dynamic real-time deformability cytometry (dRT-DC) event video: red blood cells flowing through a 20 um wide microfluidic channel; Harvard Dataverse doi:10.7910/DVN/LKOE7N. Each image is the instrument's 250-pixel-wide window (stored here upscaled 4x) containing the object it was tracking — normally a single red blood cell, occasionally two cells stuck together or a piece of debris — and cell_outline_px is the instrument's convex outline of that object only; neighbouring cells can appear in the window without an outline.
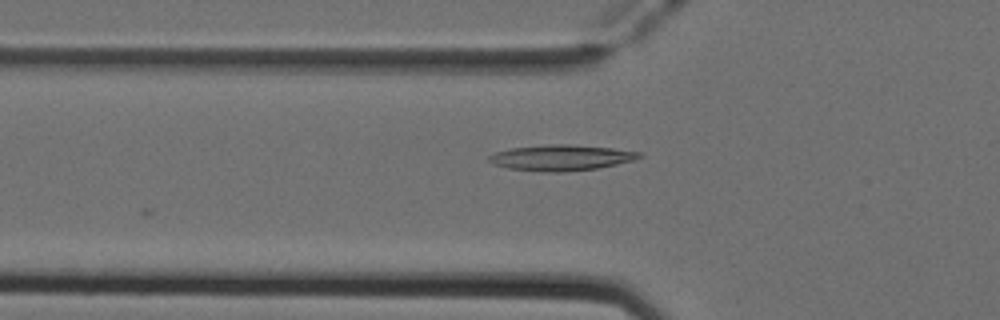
{"species": "Egyptian fruit bat (a non-hibernating species)", "species_latin": "Rousettus aegyptiacus", "temperature_condition": "cold", "stored_images_in_passage": 8, "camera_frame_rate_fps": 3000, "um_per_image_px": 0.085, "animal": {"sex": "female"}, "frame": {"image": 1, "passage_image": 2, "time_ms": 0.333, "image_size_px": [1000, 320], "cell_outline_px": [[644, 156], [636, 160], [596, 168], [560, 172], [544, 172], [508, 168], [492, 164], [488, 160], [488, 156], [496, 152], [512, 148], [548, 144], [568, 144], [612, 148], [640, 152]], "centroid_in_image_um": [47.7, 13.4], "position_along_channel_um": 78.1, "area_um2": 22.48}}
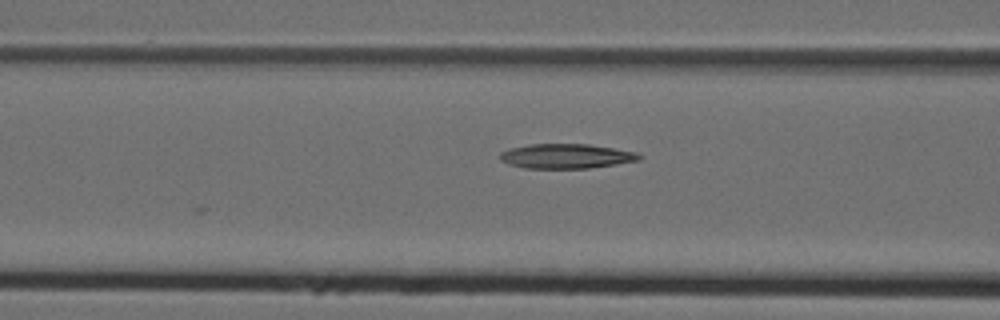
{"frame": {"image": 2, "passage_image": 5, "time_ms": 1.333, "image_size_px": [1000, 320], "cell_outline_px": [[644, 156], [640, 160], [616, 164], [588, 168], [524, 168], [508, 164], [500, 160], [500, 152], [512, 148], [528, 144], [588, 144], [636, 152]], "centroid_in_image_um": [48.13, 13.27], "position_along_channel_um": 118.5, "area_um2": 19.94}}
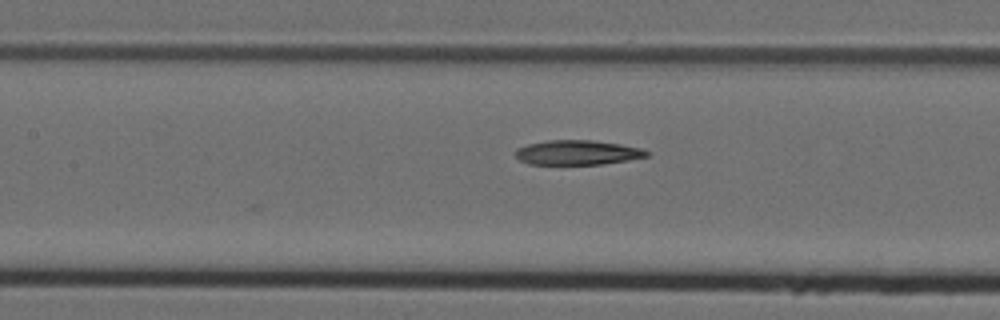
{"frame": {"image": 3, "passage_image": 8, "time_ms": 2.333, "image_size_px": [1000, 320], "cell_outline_px": [[648, 156], [628, 160], [600, 164], [528, 164], [520, 160], [516, 156], [516, 148], [528, 144], [548, 140], [592, 140], [620, 144], [640, 148], [648, 152]], "centroid_in_image_um": [49.05, 12.96], "position_along_channel_um": 158.3, "area_um2": 18.67}}